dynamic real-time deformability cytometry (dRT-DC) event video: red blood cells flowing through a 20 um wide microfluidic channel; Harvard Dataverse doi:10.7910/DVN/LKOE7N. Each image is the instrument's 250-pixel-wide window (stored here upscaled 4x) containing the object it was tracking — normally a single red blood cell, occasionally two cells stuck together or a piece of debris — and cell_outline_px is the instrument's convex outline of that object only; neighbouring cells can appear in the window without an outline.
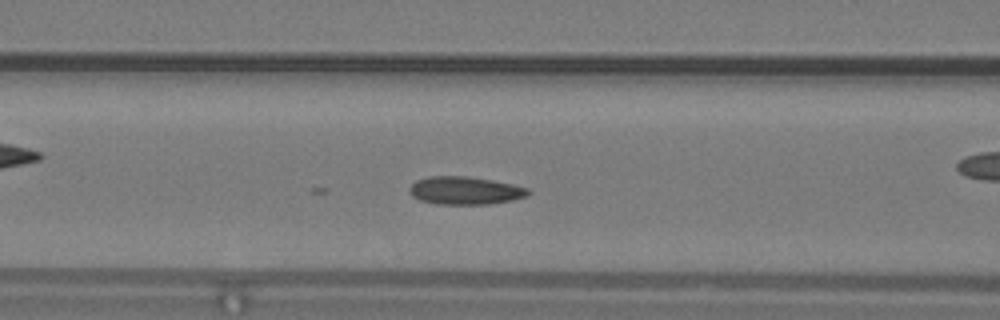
{"species": "common noctule bat (a hibernating species)", "species_latin": "Nyctalus noctula", "temperature_condition": "warm", "stored_images_in_passage": 36, "camera_frame_rate_fps": 3000, "um_per_image_px": 0.085, "animal": {"sex": "male", "body_mass_g": 19.2, "forearm_length_mm": 51.8}, "frame": {"image": 1, "passage_image": 8, "time_ms": 2.333, "image_size_px": [1000, 320], "cell_outline_px": [[532, 192], [528, 196], [512, 200], [488, 204], [436, 204], [420, 200], [412, 196], [408, 188], [416, 180], [428, 176], [468, 176], [492, 180], [512, 184], [528, 188]], "centroid_in_image_um": [39.53, 16.19], "position_along_channel_um": 127.1, "area_um2": 19.42}}